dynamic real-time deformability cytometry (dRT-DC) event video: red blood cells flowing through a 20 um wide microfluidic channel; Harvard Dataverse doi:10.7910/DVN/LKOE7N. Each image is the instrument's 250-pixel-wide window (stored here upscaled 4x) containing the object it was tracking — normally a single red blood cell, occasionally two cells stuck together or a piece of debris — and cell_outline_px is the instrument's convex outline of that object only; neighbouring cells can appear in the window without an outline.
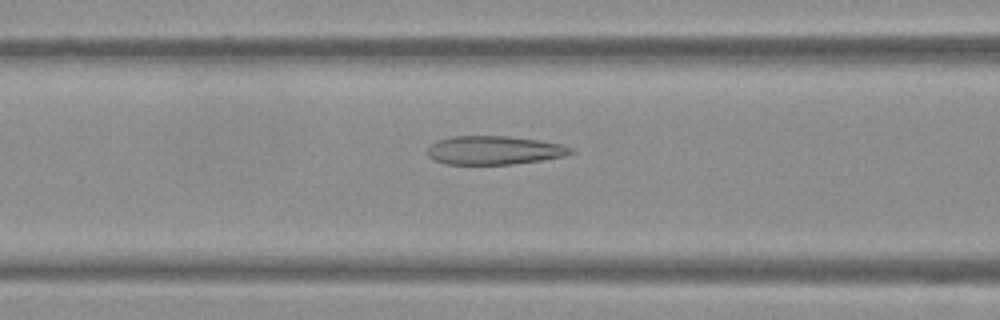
{"species": "Egyptian fruit bat (a non-hibernating species)", "species_latin": "Rousettus aegyptiacus", "temperature_condition": "warm", "stored_images_in_passage": 39, "camera_frame_rate_fps": 3000, "um_per_image_px": 0.085, "frame": {"image": 1, "passage_image": 9, "time_ms": 2.667, "image_size_px": [1000, 320], "cell_outline_px": [[576, 152], [568, 156], [512, 164], [444, 164], [432, 160], [424, 152], [436, 140], [452, 136], [508, 136], [536, 140], [560, 144], [572, 148]], "centroid_in_image_um": [41.97, 12.77], "position_along_channel_um": 124.6, "area_um2": 24.1}}
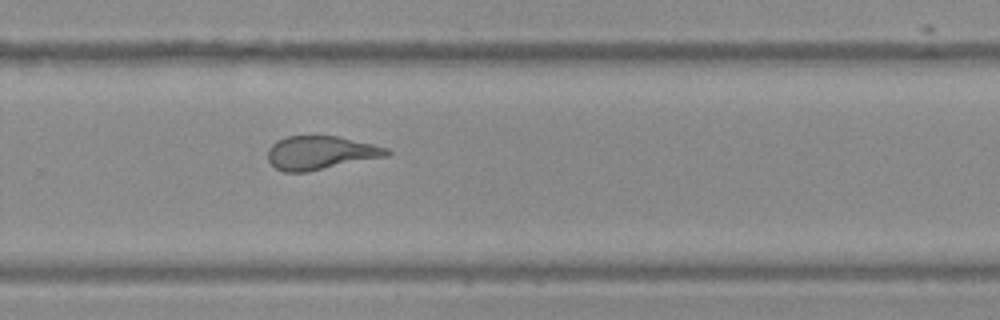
{"frame": {"image": 2, "passage_image": 23, "time_ms": 7.333, "image_size_px": [1000, 320], "cell_outline_px": [[392, 152], [388, 156], [308, 172], [284, 172], [276, 168], [268, 160], [268, 148], [276, 140], [288, 136], [336, 136], [372, 144], [388, 148]], "centroid_in_image_um": [27.24, 12.99], "position_along_channel_um": 302.6, "area_um2": 23.29}}
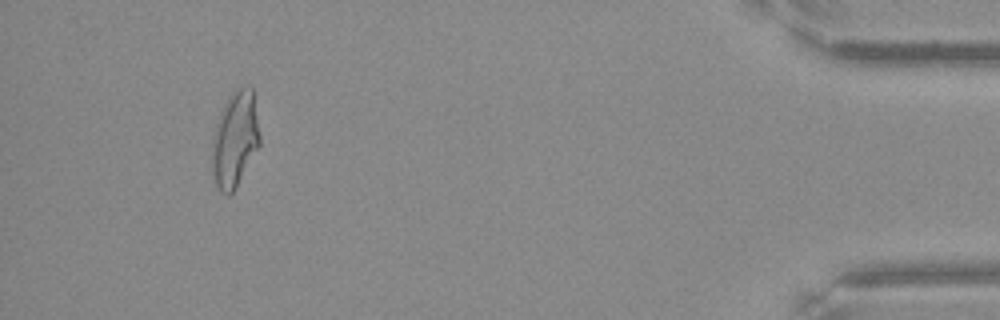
{"frame": {"image": 3, "passage_image": 37, "time_ms": 12.0, "image_size_px": [1000, 320], "cell_outline_px": [[260, 144], [236, 188], [228, 196], [220, 192], [216, 184], [212, 168], [212, 140], [216, 124], [220, 112], [228, 96], [240, 88], [252, 88], [260, 136]], "centroid_in_image_um": [19.96, 11.89], "position_along_channel_um": 415.2, "area_um2": 26.3}, "authors_computed_cell_mechanics": {"area_um2": 24.1026, "velocity_mm_per_s": 3.8179, "shape_relaxation_time_tau1_ms": null, "shape_relaxation_time_tau2_ms": 1.5185, "deformation_change_tau1": null, "deformation_change_tau2": 0.1222}}